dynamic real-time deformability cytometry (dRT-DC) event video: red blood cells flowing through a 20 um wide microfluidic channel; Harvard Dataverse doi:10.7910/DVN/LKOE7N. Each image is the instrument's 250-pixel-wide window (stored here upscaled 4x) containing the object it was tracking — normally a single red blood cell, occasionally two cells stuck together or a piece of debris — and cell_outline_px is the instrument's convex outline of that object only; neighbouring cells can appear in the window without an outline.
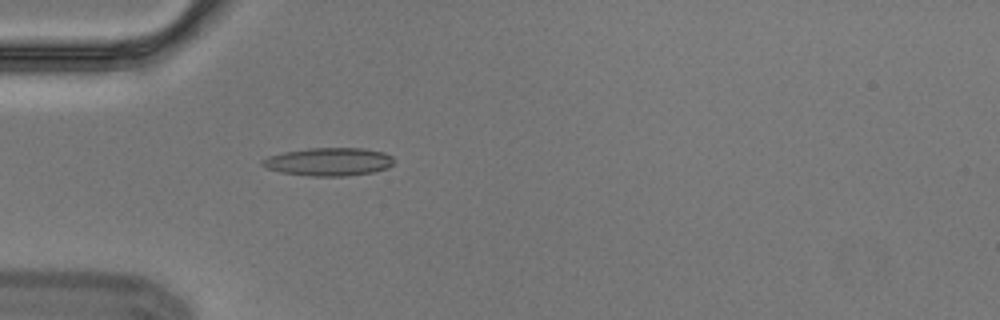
{"species": "Egyptian fruit bat (a non-hibernating species)", "species_latin": "Rousettus aegyptiacus", "temperature_condition": "cold", "stored_images_in_passage": 1, "camera_frame_rate_fps": 3000, "um_per_image_px": 0.085, "animal": {"sex": "male"}, "frame": {"image": 1, "passage_image": 1, "time_ms": 0.0, "image_size_px": [1000, 320], "cell_outline_px": [[396, 160], [388, 168], [372, 172], [348, 176], [308, 176], [280, 172], [268, 168], [260, 164], [260, 160], [268, 156], [284, 152], [308, 148], [364, 148], [384, 152], [392, 156]], "centroid_in_image_um": [27.96, 13.75], "position_along_channel_um": 57.0, "area_um2": 21.73}}